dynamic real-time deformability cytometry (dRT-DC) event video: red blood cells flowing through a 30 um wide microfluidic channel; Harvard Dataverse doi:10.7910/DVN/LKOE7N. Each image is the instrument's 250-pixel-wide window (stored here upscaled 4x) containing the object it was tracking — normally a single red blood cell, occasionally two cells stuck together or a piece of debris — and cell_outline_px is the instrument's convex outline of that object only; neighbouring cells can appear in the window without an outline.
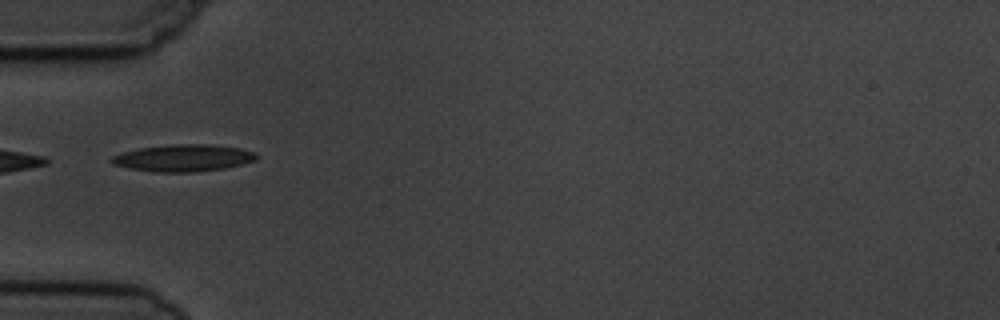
{"species": "common noctule bat (a hibernating species)", "species_latin": "Nyctalus noctula", "temperature_condition": "cold", "stored_images_in_passage": 10, "camera_frame_rate_fps": 3000, "um_per_image_px": 0.085, "animal": {"sex": "male", "body_mass_g": 19.5, "forearm_length_mm": 54.6}, "frame": {"image": 1, "passage_image": 5, "time_ms": 5.667, "image_size_px": [1000, 320], "cell_outline_px": [[256, 160], [224, 168], [196, 172], [156, 172], [132, 168], [112, 164], [108, 160], [112, 156], [124, 152], [140, 148], [172, 144], [212, 144], [240, 148], [256, 152]], "centroid_in_image_um": [15.59, 13.42], "position_along_channel_um": 69.4, "area_um2": 22.66}}
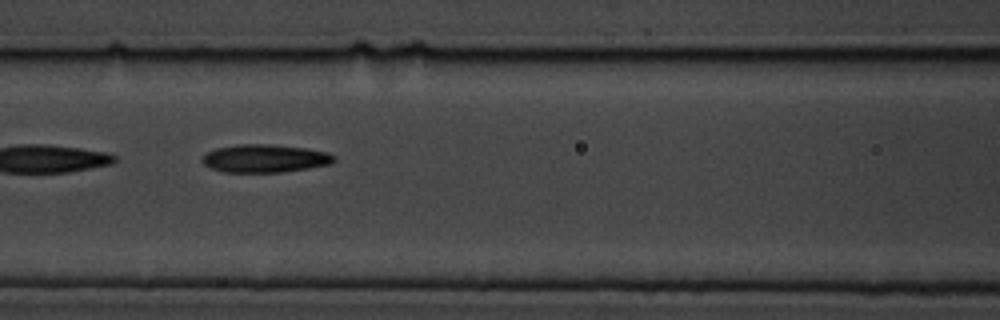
{"frame": {"image": 2, "passage_image": 7, "time_ms": 7.667, "image_size_px": [1000, 320], "cell_outline_px": [[336, 160], [332, 164], [284, 172], [224, 172], [212, 168], [204, 164], [200, 160], [200, 156], [216, 148], [240, 144], [268, 144], [308, 148], [328, 152], [336, 156]], "centroid_in_image_um": [22.54, 13.46], "position_along_channel_um": 144.1, "area_um2": 21.73}}
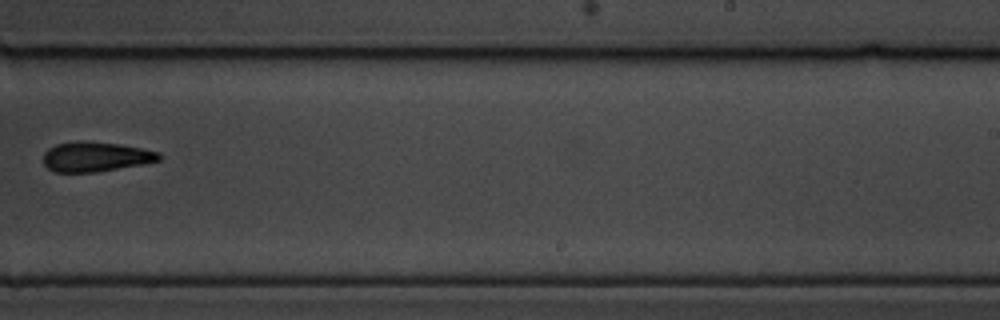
{"frame": {"image": 3, "passage_image": 10, "time_ms": 11.333, "image_size_px": [1000, 320], "cell_outline_px": [[160, 160], [144, 164], [96, 172], [56, 172], [48, 168], [44, 164], [44, 152], [48, 148], [56, 144], [76, 140], [84, 140], [120, 144], [160, 152]], "centroid_in_image_um": [8.11, 13.31], "position_along_channel_um": 280.9, "area_um2": 20.23}}